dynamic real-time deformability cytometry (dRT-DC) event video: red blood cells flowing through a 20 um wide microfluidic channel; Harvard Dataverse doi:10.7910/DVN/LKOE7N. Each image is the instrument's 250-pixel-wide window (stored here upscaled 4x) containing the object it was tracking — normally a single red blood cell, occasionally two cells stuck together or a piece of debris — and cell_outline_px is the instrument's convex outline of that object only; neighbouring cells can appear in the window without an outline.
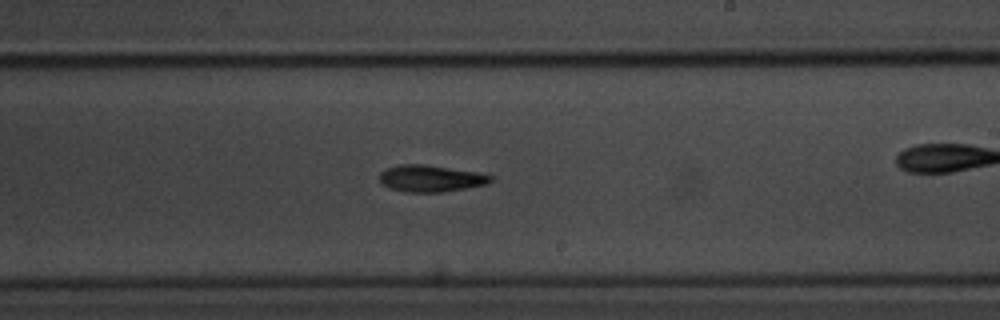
{"species": "common noctule bat (a hibernating species)", "species_latin": "Nyctalus noctula", "temperature_condition": "room temperature", "stored_images_in_passage": 42, "camera_frame_rate_fps": 3000, "um_per_image_px": 0.085, "animal": {"sex": "male", "body_mass_g": 20.1, "forearm_length_mm": 53.5}, "frame": {"image": 1, "passage_image": 24, "time_ms": 7.667, "image_size_px": [1000, 320], "cell_outline_px": [[492, 180], [488, 184], [444, 192], [404, 192], [388, 188], [380, 180], [380, 172], [388, 168], [400, 164], [424, 164], [476, 172], [492, 176]], "centroid_in_image_um": [36.6, 15.17], "position_along_channel_um": 252.4, "area_um2": 17.22}}